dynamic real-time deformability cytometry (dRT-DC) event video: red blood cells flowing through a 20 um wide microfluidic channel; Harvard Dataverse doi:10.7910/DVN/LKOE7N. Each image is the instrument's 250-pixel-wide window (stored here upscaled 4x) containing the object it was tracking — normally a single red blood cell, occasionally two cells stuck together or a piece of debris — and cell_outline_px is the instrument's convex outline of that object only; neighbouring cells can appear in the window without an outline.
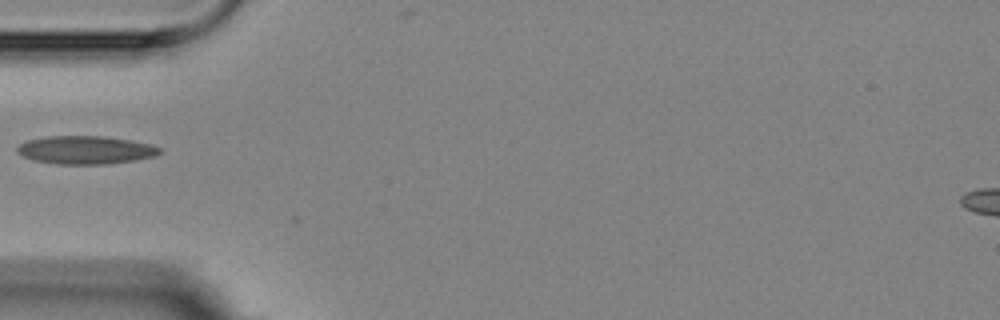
{"species": "Egyptian fruit bat (a non-hibernating species)", "species_latin": "Rousettus aegyptiacus", "temperature_condition": "room temperature", "stored_images_in_passage": 6, "camera_frame_rate_fps": 3000, "um_per_image_px": 0.085, "animal": {"sex": "female"}, "frame": {"image": 1, "passage_image": 5, "time_ms": 4.667, "image_size_px": [1000, 320], "cell_outline_px": [[160, 152], [156, 156], [132, 160], [104, 164], [56, 164], [32, 160], [16, 152], [16, 148], [20, 144], [28, 140], [48, 136], [104, 136], [152, 144], [160, 148]], "centroid_in_image_um": [7.24, 12.74], "position_along_channel_um": 77.8, "area_um2": 23.24}}
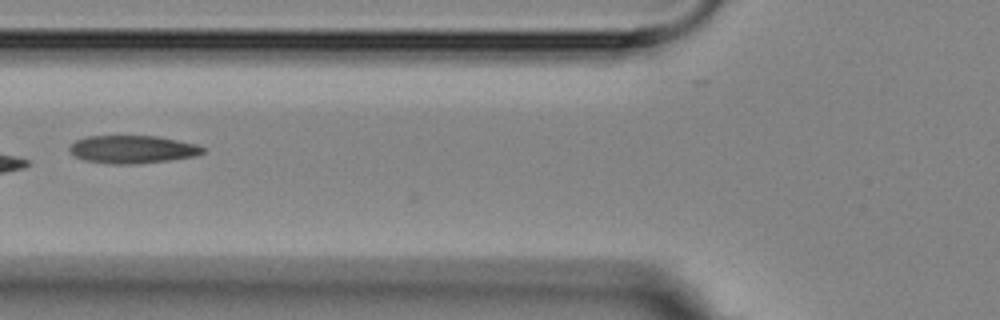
{"frame": {"image": 2, "passage_image": 6, "time_ms": 5.667, "image_size_px": [1000, 320], "cell_outline_px": [[204, 152], [196, 156], [168, 160], [132, 164], [112, 164], [84, 160], [76, 156], [68, 148], [76, 140], [84, 136], [156, 136], [196, 144], [204, 148]], "centroid_in_image_um": [11.25, 12.69], "position_along_channel_um": 114.6, "area_um2": 21.44}}